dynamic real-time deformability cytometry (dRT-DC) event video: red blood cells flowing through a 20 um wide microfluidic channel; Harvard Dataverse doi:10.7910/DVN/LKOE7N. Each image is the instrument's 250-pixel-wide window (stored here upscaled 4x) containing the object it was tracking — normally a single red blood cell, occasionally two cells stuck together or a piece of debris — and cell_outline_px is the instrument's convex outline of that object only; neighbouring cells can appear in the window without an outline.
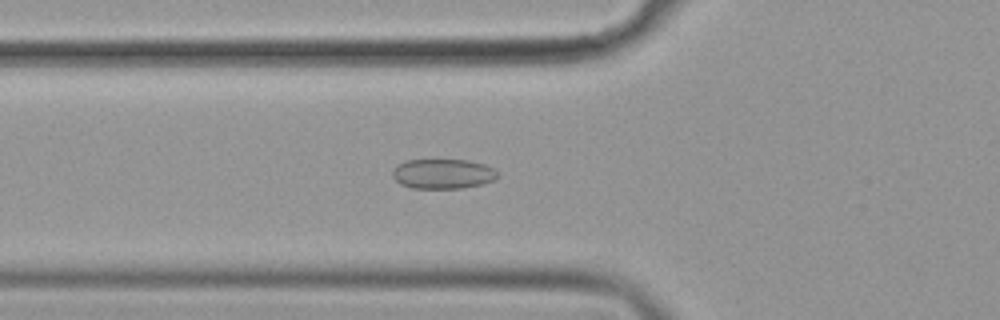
{"species": "common noctule bat (a hibernating species)", "species_latin": "Nyctalus noctula", "temperature_condition": "cold", "stored_images_in_passage": 53, "camera_frame_rate_fps": 3000, "um_per_image_px": 0.085, "animal": {"sex": "female", "body_mass_g": 19.9}, "frame": {"image": 1, "passage_image": 17, "time_ms": 5.333, "image_size_px": [1000, 320], "cell_outline_px": [[496, 180], [484, 184], [460, 188], [412, 188], [400, 184], [392, 176], [392, 168], [396, 164], [404, 160], [436, 156], [468, 160], [484, 164], [492, 168], [496, 172]], "centroid_in_image_um": [37.58, 14.71], "position_along_channel_um": 88.2, "area_um2": 19.31}}
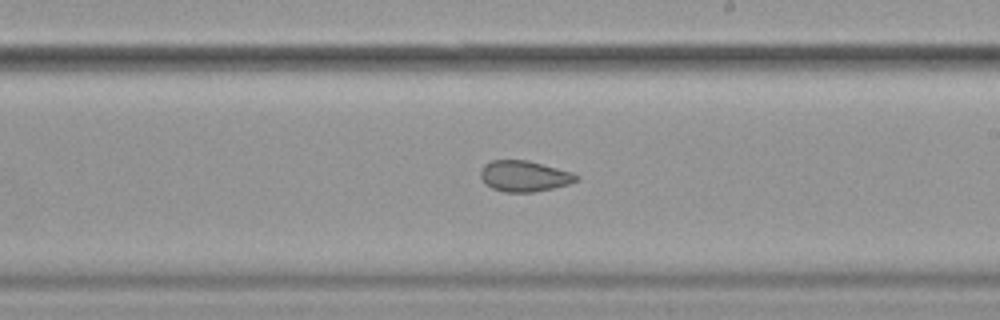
{"frame": {"image": 2, "passage_image": 30, "time_ms": 9.667, "image_size_px": [1000, 320], "cell_outline_px": [[580, 176], [576, 180], [568, 184], [552, 188], [532, 192], [504, 192], [492, 188], [484, 184], [480, 176], [480, 168], [484, 164], [492, 160], [528, 160], [572, 172]], "centroid_in_image_um": [44.52, 14.96], "position_along_channel_um": 244.5, "area_um2": 17.28}}
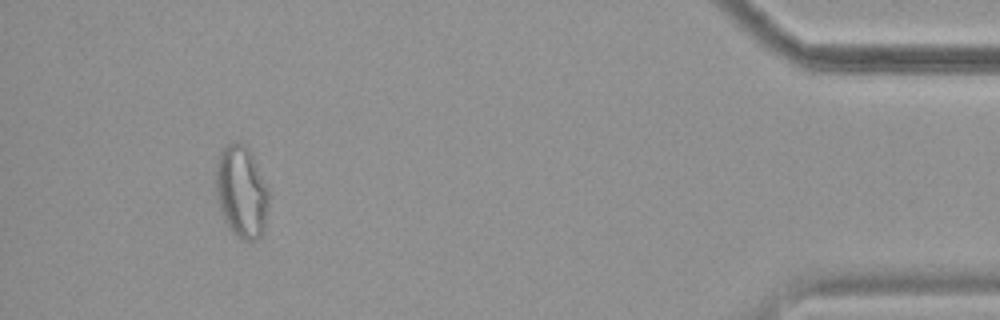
{"frame": {"image": 3, "passage_image": 49, "time_ms": 16.0, "image_size_px": [1000, 320], "cell_outline_px": [[268, 208], [264, 228], [260, 236], [256, 240], [244, 240], [232, 232], [228, 228], [220, 212], [216, 196], [216, 164], [220, 152], [228, 144], [236, 140], [244, 144], [248, 148], [268, 188]], "centroid_in_image_um": [20.51, 16.31], "position_along_channel_um": 414.7, "area_um2": 28.38}, "authors_computed_cell_mechanics": {"area_um2": 20.1722, "velocity_mm_per_s": 3.6095, "shape_relaxation_time_tau1_ms": null, "shape_relaxation_time_tau2_ms": 2.327, "deformation_change_tau1": null, "deformation_change_tau2": 0.0763}}